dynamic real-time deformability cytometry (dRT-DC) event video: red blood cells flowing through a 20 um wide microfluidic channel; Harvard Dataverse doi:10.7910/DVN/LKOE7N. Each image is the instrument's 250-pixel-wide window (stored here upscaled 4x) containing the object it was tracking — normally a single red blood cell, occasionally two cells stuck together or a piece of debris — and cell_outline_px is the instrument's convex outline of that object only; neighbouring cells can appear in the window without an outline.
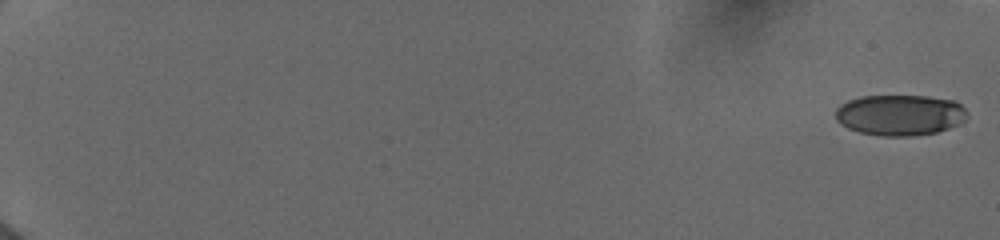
{"species": "human", "species_latin": "Homo sapiens", "temperature_condition": "cold", "stored_images_in_passage": 69, "camera_frame_rate_fps": 3000, "um_per_image_px": 0.085, "donor": {"sex": "female"}, "frame": {"image": 1, "passage_image": 1, "time_ms": 0.0, "image_size_px": [1000, 240], "cell_outline_px": [[964, 120], [948, 128], [936, 132], [908, 136], [880, 136], [860, 132], [848, 128], [840, 124], [836, 120], [836, 108], [840, 104], [848, 100], [860, 96], [928, 96], [956, 100], [964, 108]], "centroid_in_image_um": [76.44, 9.76], "position_along_channel_um": 8.6, "area_um2": 31.21}}
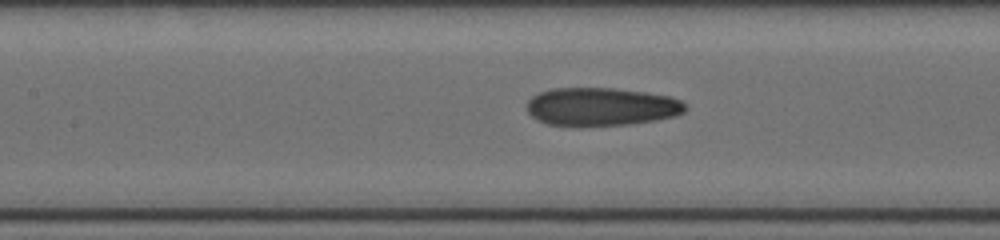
{"frame": {"image": 2, "passage_image": 41, "time_ms": 9.333, "image_size_px": [1000, 240], "cell_outline_px": [[688, 108], [684, 112], [676, 116], [656, 120], [628, 124], [580, 128], [576, 128], [548, 124], [536, 120], [528, 112], [528, 100], [532, 96], [540, 92], [552, 88], [612, 88], [644, 92], [672, 96], [680, 100]], "centroid_in_image_um": [51.1, 9.1], "position_along_channel_um": 156.3, "area_um2": 35.95}}
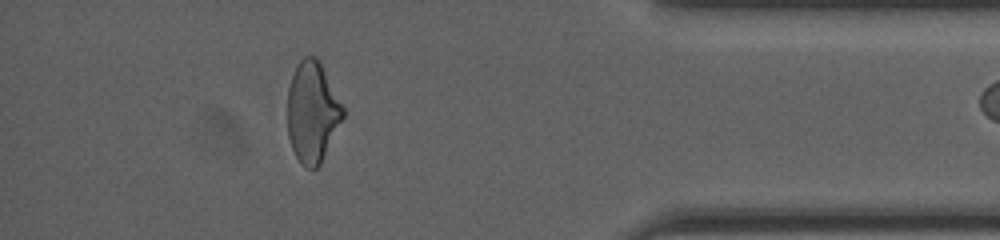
{"frame": {"image": 3, "passage_image": 68, "time_ms": 16.333, "image_size_px": [1000, 240], "cell_outline_px": [[344, 116], [320, 164], [316, 168], [304, 168], [300, 164], [292, 148], [288, 136], [288, 88], [292, 76], [300, 60], [304, 56], [316, 56], [320, 60], [344, 108]], "centroid_in_image_um": [26.55, 9.52], "position_along_channel_um": 408.7, "area_um2": 32.48}}